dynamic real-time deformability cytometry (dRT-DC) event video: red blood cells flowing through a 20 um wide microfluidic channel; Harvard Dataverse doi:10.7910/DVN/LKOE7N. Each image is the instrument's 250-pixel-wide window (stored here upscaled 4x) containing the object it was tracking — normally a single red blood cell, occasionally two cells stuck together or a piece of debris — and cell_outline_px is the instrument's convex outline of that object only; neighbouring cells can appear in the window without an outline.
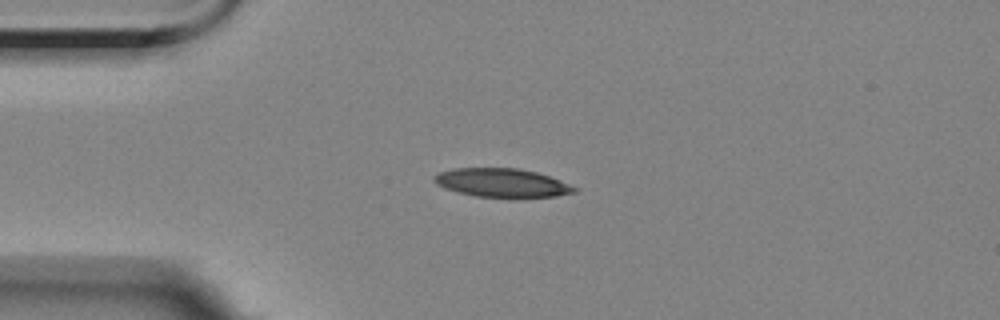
{"species": "Egyptian fruit bat (a non-hibernating species)", "species_latin": "Rousettus aegyptiacus", "temperature_condition": "room temperature", "stored_images_in_passage": 2, "camera_frame_rate_fps": 3000, "um_per_image_px": 0.085, "animal": {"sex": "female"}, "frame": {"image": 1, "passage_image": 1, "time_ms": 0.0, "image_size_px": [1000, 320], "cell_outline_px": [[576, 192], [556, 196], [476, 196], [456, 192], [444, 188], [436, 184], [432, 180], [432, 176], [440, 172], [456, 168], [516, 168], [536, 172], [560, 180], [576, 188]], "centroid_in_image_um": [42.59, 15.52], "position_along_channel_um": 42.4, "area_um2": 22.95}}